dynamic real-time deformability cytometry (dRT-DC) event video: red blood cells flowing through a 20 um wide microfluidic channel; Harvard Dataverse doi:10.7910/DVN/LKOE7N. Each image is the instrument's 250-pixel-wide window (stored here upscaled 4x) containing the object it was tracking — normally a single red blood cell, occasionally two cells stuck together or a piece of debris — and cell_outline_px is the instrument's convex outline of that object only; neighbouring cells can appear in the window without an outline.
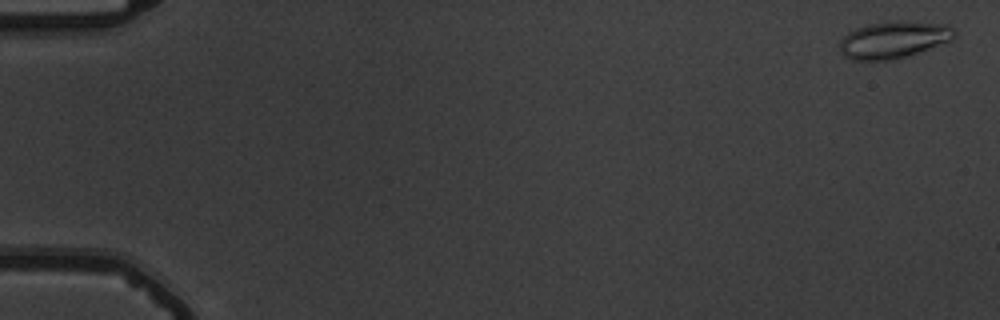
{"species": "common noctule bat (a hibernating species)", "species_latin": "Nyctalus noctula", "temperature_condition": "warm", "stored_images_in_passage": 56, "camera_frame_rate_fps": 3000, "um_per_image_px": 0.085, "animal": {"sex": "male", "body_mass_g": 19.5, "forearm_length_mm": 54.6}, "frame": {"image": 1, "passage_image": 2, "time_ms": 0.333, "image_size_px": [1000, 320], "cell_outline_px": [[956, 36], [952, 40], [892, 60], [852, 60], [844, 56], [840, 48], [840, 40], [848, 32], [856, 28], [868, 24], [896, 20], [948, 24], [956, 32]], "centroid_in_image_um": [75.95, 3.36], "position_along_channel_um": 9.0, "area_um2": 24.57}}
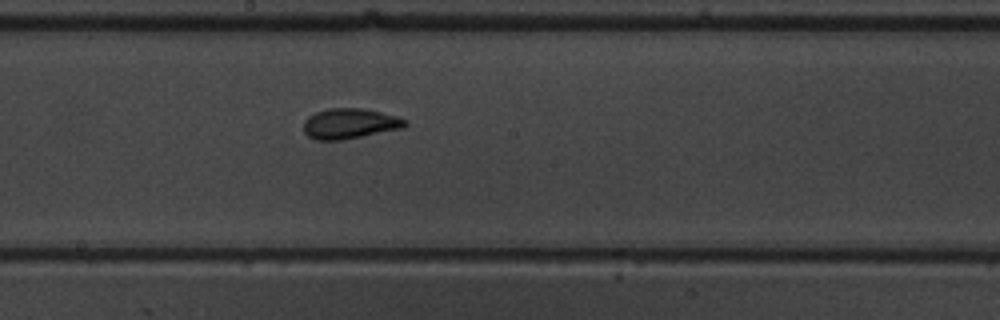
{"frame": {"image": 2, "passage_image": 32, "time_ms": 10.333, "image_size_px": [1000, 320], "cell_outline_px": [[408, 124], [404, 128], [344, 140], [316, 140], [308, 136], [304, 132], [304, 120], [308, 116], [316, 112], [328, 108], [360, 108], [380, 112], [396, 116], [408, 120]], "centroid_in_image_um": [29.74, 10.51], "position_along_channel_um": 218.5, "area_um2": 18.09}}
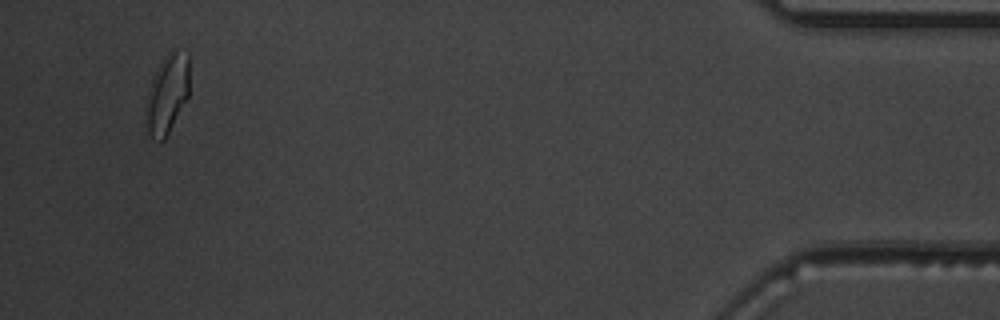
{"frame": {"image": 3, "passage_image": 54, "time_ms": 17.667, "image_size_px": [1000, 320], "cell_outline_px": [[188, 96], [164, 140], [160, 140], [152, 136], [148, 132], [148, 92], [152, 76], [168, 52], [172, 48], [188, 52]], "centroid_in_image_um": [14.25, 7.89], "position_along_channel_um": 421.0, "area_um2": 19.31}, "authors_computed_cell_mechanics": {"area_um2": 18.3226, "velocity_mm_per_s": 3.7056, "shape_relaxation_time_tau1_ms": 5.9548, "shape_relaxation_time_tau2_ms": 1.4053, "deformation_change_tau1": 0.1435, "deformation_change_tau2": 0.072}}